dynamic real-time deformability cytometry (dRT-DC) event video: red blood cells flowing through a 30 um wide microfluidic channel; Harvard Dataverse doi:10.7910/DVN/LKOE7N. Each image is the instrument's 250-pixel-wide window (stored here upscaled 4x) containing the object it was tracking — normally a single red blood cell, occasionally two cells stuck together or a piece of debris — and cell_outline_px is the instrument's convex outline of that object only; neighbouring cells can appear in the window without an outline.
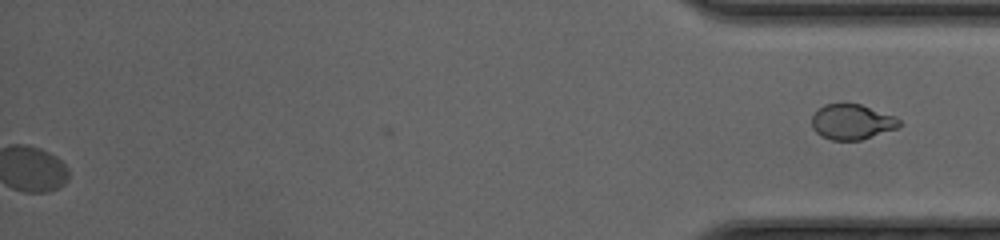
{"species": "common noctule bat (a hibernating species)", "species_latin": "Nyctalus noctula", "temperature_condition": "cold", "stored_images_in_passage": 47, "segment_of_instrument_passage": [2, 2], "camera_frame_rate_fps": 3000, "um_per_image_px": 0.085, "animal": {"sex": "female", "body_mass_g": 20.0, "forearm_length_mm": 54.0}, "frame": {"image": 1, "passage_image": 47, "time_ms": 15.333, "image_size_px": [1000, 240], "cell_outline_px": [[900, 124], [896, 128], [860, 140], [832, 140], [816, 132], [812, 128], [812, 116], [824, 104], [844, 100], [860, 104], [896, 116], [900, 120]], "centroid_in_image_um": [72.39, 10.31], "position_along_channel_um": 362.8, "area_um2": 18.21}}